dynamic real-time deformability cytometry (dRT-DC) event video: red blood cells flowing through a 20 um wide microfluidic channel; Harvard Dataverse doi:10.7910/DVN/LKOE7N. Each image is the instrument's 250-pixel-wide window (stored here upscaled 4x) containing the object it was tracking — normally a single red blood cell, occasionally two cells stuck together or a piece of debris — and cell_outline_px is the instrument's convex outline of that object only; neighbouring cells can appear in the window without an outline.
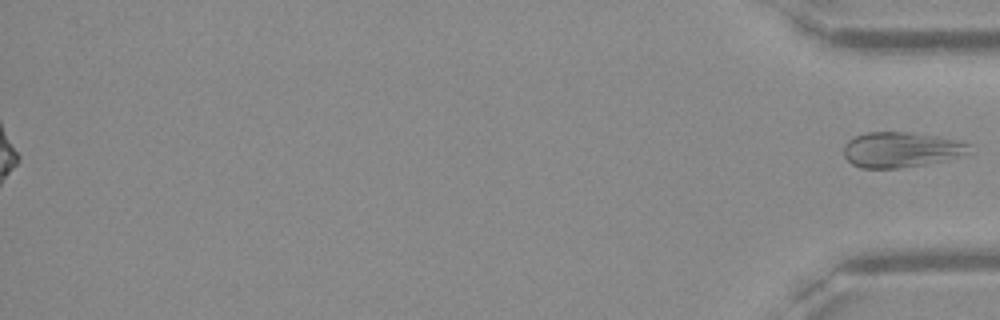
{"species": "Egyptian fruit bat (a non-hibernating species)", "species_latin": "Rousettus aegyptiacus", "temperature_condition": "warm", "stored_images_in_passage": 50, "segment_of_instrument_passage": [2, 2], "camera_frame_rate_fps": 3000, "um_per_image_px": 0.085, "frame": {"image": 1, "passage_image": 50, "time_ms": 16.333, "image_size_px": [1000, 320], "cell_outline_px": [[972, 152], [940, 160], [900, 168], [860, 168], [852, 164], [844, 156], [844, 144], [848, 140], [864, 132], [904, 132], [936, 136], [968, 144]], "centroid_in_image_um": [76.49, 12.72], "position_along_channel_um": 358.7, "area_um2": 25.26}}